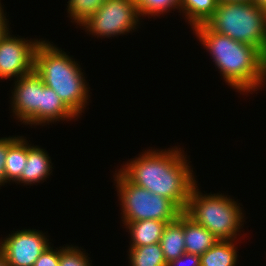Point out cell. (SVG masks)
Segmentation results:
<instances>
[{"instance_id":"cell-17","label":"cell","mask_w":266,"mask_h":266,"mask_svg":"<svg viewBox=\"0 0 266 266\" xmlns=\"http://www.w3.org/2000/svg\"><path fill=\"white\" fill-rule=\"evenodd\" d=\"M27 162V141L22 136L8 148L5 160L6 182H18Z\"/></svg>"},{"instance_id":"cell-28","label":"cell","mask_w":266,"mask_h":266,"mask_svg":"<svg viewBox=\"0 0 266 266\" xmlns=\"http://www.w3.org/2000/svg\"><path fill=\"white\" fill-rule=\"evenodd\" d=\"M0 266H10L6 258L0 253Z\"/></svg>"},{"instance_id":"cell-6","label":"cell","mask_w":266,"mask_h":266,"mask_svg":"<svg viewBox=\"0 0 266 266\" xmlns=\"http://www.w3.org/2000/svg\"><path fill=\"white\" fill-rule=\"evenodd\" d=\"M114 181L119 192L124 223L142 220L174 221L182 212L171 200L131 183L119 170Z\"/></svg>"},{"instance_id":"cell-14","label":"cell","mask_w":266,"mask_h":266,"mask_svg":"<svg viewBox=\"0 0 266 266\" xmlns=\"http://www.w3.org/2000/svg\"><path fill=\"white\" fill-rule=\"evenodd\" d=\"M77 117L60 99L58 94L45 86L42 89L41 106H39V125Z\"/></svg>"},{"instance_id":"cell-22","label":"cell","mask_w":266,"mask_h":266,"mask_svg":"<svg viewBox=\"0 0 266 266\" xmlns=\"http://www.w3.org/2000/svg\"><path fill=\"white\" fill-rule=\"evenodd\" d=\"M83 252L76 246L61 248L59 266H91L88 255Z\"/></svg>"},{"instance_id":"cell-23","label":"cell","mask_w":266,"mask_h":266,"mask_svg":"<svg viewBox=\"0 0 266 266\" xmlns=\"http://www.w3.org/2000/svg\"><path fill=\"white\" fill-rule=\"evenodd\" d=\"M60 249H53L48 246L40 257L34 262L33 266H59Z\"/></svg>"},{"instance_id":"cell-20","label":"cell","mask_w":266,"mask_h":266,"mask_svg":"<svg viewBox=\"0 0 266 266\" xmlns=\"http://www.w3.org/2000/svg\"><path fill=\"white\" fill-rule=\"evenodd\" d=\"M105 1L106 0H69L67 2V11L70 14V18L74 20L73 22L80 26L97 12Z\"/></svg>"},{"instance_id":"cell-1","label":"cell","mask_w":266,"mask_h":266,"mask_svg":"<svg viewBox=\"0 0 266 266\" xmlns=\"http://www.w3.org/2000/svg\"><path fill=\"white\" fill-rule=\"evenodd\" d=\"M147 151L123 165L119 171L131 183L168 198L181 211H185L196 184L193 170L187 163L189 160L177 147Z\"/></svg>"},{"instance_id":"cell-27","label":"cell","mask_w":266,"mask_h":266,"mask_svg":"<svg viewBox=\"0 0 266 266\" xmlns=\"http://www.w3.org/2000/svg\"><path fill=\"white\" fill-rule=\"evenodd\" d=\"M253 2L266 10V0H253Z\"/></svg>"},{"instance_id":"cell-21","label":"cell","mask_w":266,"mask_h":266,"mask_svg":"<svg viewBox=\"0 0 266 266\" xmlns=\"http://www.w3.org/2000/svg\"><path fill=\"white\" fill-rule=\"evenodd\" d=\"M139 16H158L169 12L170 9H179L181 7V0H135Z\"/></svg>"},{"instance_id":"cell-15","label":"cell","mask_w":266,"mask_h":266,"mask_svg":"<svg viewBox=\"0 0 266 266\" xmlns=\"http://www.w3.org/2000/svg\"><path fill=\"white\" fill-rule=\"evenodd\" d=\"M123 224L130 232V247H139L160 243L167 222L148 219Z\"/></svg>"},{"instance_id":"cell-8","label":"cell","mask_w":266,"mask_h":266,"mask_svg":"<svg viewBox=\"0 0 266 266\" xmlns=\"http://www.w3.org/2000/svg\"><path fill=\"white\" fill-rule=\"evenodd\" d=\"M24 39V40H23ZM39 40H25L10 35L0 38V78H20L34 70V56Z\"/></svg>"},{"instance_id":"cell-18","label":"cell","mask_w":266,"mask_h":266,"mask_svg":"<svg viewBox=\"0 0 266 266\" xmlns=\"http://www.w3.org/2000/svg\"><path fill=\"white\" fill-rule=\"evenodd\" d=\"M218 2V0H181L180 11L185 13L191 28H194L205 24L213 16Z\"/></svg>"},{"instance_id":"cell-3","label":"cell","mask_w":266,"mask_h":266,"mask_svg":"<svg viewBox=\"0 0 266 266\" xmlns=\"http://www.w3.org/2000/svg\"><path fill=\"white\" fill-rule=\"evenodd\" d=\"M50 42L41 40L34 56V71L77 116L89 99L88 85L79 64Z\"/></svg>"},{"instance_id":"cell-25","label":"cell","mask_w":266,"mask_h":266,"mask_svg":"<svg viewBox=\"0 0 266 266\" xmlns=\"http://www.w3.org/2000/svg\"><path fill=\"white\" fill-rule=\"evenodd\" d=\"M183 264H187L188 266H201L200 255L185 252L182 256L167 263V266H182Z\"/></svg>"},{"instance_id":"cell-2","label":"cell","mask_w":266,"mask_h":266,"mask_svg":"<svg viewBox=\"0 0 266 266\" xmlns=\"http://www.w3.org/2000/svg\"><path fill=\"white\" fill-rule=\"evenodd\" d=\"M193 31L228 85L240 93L261 89L266 82V55L259 48L218 34L206 24Z\"/></svg>"},{"instance_id":"cell-29","label":"cell","mask_w":266,"mask_h":266,"mask_svg":"<svg viewBox=\"0 0 266 266\" xmlns=\"http://www.w3.org/2000/svg\"><path fill=\"white\" fill-rule=\"evenodd\" d=\"M8 25H0V38L8 31Z\"/></svg>"},{"instance_id":"cell-24","label":"cell","mask_w":266,"mask_h":266,"mask_svg":"<svg viewBox=\"0 0 266 266\" xmlns=\"http://www.w3.org/2000/svg\"><path fill=\"white\" fill-rule=\"evenodd\" d=\"M19 137H8L0 138V185L2 186L6 182L5 175V160L7 156L8 148L18 139Z\"/></svg>"},{"instance_id":"cell-4","label":"cell","mask_w":266,"mask_h":266,"mask_svg":"<svg viewBox=\"0 0 266 266\" xmlns=\"http://www.w3.org/2000/svg\"><path fill=\"white\" fill-rule=\"evenodd\" d=\"M205 24L218 34L259 48L266 55V10L256 3L219 1Z\"/></svg>"},{"instance_id":"cell-30","label":"cell","mask_w":266,"mask_h":266,"mask_svg":"<svg viewBox=\"0 0 266 266\" xmlns=\"http://www.w3.org/2000/svg\"><path fill=\"white\" fill-rule=\"evenodd\" d=\"M218 1H225V2H241V3H249V2H253V0H218Z\"/></svg>"},{"instance_id":"cell-16","label":"cell","mask_w":266,"mask_h":266,"mask_svg":"<svg viewBox=\"0 0 266 266\" xmlns=\"http://www.w3.org/2000/svg\"><path fill=\"white\" fill-rule=\"evenodd\" d=\"M234 240H218L200 255L201 266H236L237 248Z\"/></svg>"},{"instance_id":"cell-9","label":"cell","mask_w":266,"mask_h":266,"mask_svg":"<svg viewBox=\"0 0 266 266\" xmlns=\"http://www.w3.org/2000/svg\"><path fill=\"white\" fill-rule=\"evenodd\" d=\"M49 239L40 231L19 230L0 241V253L10 266H33L43 251L50 246Z\"/></svg>"},{"instance_id":"cell-11","label":"cell","mask_w":266,"mask_h":266,"mask_svg":"<svg viewBox=\"0 0 266 266\" xmlns=\"http://www.w3.org/2000/svg\"><path fill=\"white\" fill-rule=\"evenodd\" d=\"M50 164L51 159L45 149L27 143V162L17 183L31 185L47 179L51 174V168H53Z\"/></svg>"},{"instance_id":"cell-5","label":"cell","mask_w":266,"mask_h":266,"mask_svg":"<svg viewBox=\"0 0 266 266\" xmlns=\"http://www.w3.org/2000/svg\"><path fill=\"white\" fill-rule=\"evenodd\" d=\"M198 188L195 184L184 212L219 240H235L243 225L242 208L226 195H203Z\"/></svg>"},{"instance_id":"cell-10","label":"cell","mask_w":266,"mask_h":266,"mask_svg":"<svg viewBox=\"0 0 266 266\" xmlns=\"http://www.w3.org/2000/svg\"><path fill=\"white\" fill-rule=\"evenodd\" d=\"M16 80L11 97L13 114L24 124L39 125L43 80L34 70Z\"/></svg>"},{"instance_id":"cell-13","label":"cell","mask_w":266,"mask_h":266,"mask_svg":"<svg viewBox=\"0 0 266 266\" xmlns=\"http://www.w3.org/2000/svg\"><path fill=\"white\" fill-rule=\"evenodd\" d=\"M166 263L182 256L185 251L183 211L172 222L166 224L160 240Z\"/></svg>"},{"instance_id":"cell-12","label":"cell","mask_w":266,"mask_h":266,"mask_svg":"<svg viewBox=\"0 0 266 266\" xmlns=\"http://www.w3.org/2000/svg\"><path fill=\"white\" fill-rule=\"evenodd\" d=\"M183 230L185 251L187 253L202 255L219 240L208 229L190 218L184 211Z\"/></svg>"},{"instance_id":"cell-19","label":"cell","mask_w":266,"mask_h":266,"mask_svg":"<svg viewBox=\"0 0 266 266\" xmlns=\"http://www.w3.org/2000/svg\"><path fill=\"white\" fill-rule=\"evenodd\" d=\"M130 266H167L160 243L129 248Z\"/></svg>"},{"instance_id":"cell-7","label":"cell","mask_w":266,"mask_h":266,"mask_svg":"<svg viewBox=\"0 0 266 266\" xmlns=\"http://www.w3.org/2000/svg\"><path fill=\"white\" fill-rule=\"evenodd\" d=\"M139 18L135 0H106L80 26L97 37H114L137 29Z\"/></svg>"},{"instance_id":"cell-26","label":"cell","mask_w":266,"mask_h":266,"mask_svg":"<svg viewBox=\"0 0 266 266\" xmlns=\"http://www.w3.org/2000/svg\"><path fill=\"white\" fill-rule=\"evenodd\" d=\"M6 14H4V11L2 9V5L0 3V25H8V21L6 19V16H4Z\"/></svg>"}]
</instances>
